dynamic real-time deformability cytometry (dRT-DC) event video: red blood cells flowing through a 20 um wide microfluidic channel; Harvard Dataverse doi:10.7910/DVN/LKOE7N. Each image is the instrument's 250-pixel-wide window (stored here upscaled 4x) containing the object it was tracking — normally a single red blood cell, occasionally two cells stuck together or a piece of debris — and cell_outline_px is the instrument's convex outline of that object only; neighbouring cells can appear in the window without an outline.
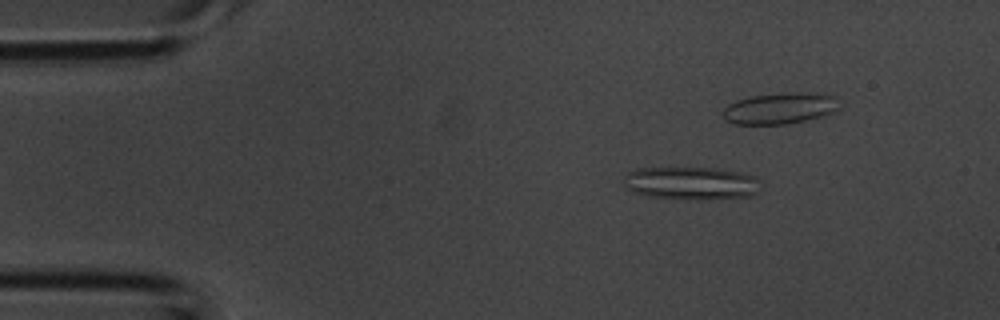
{"species": "common noctule bat (a hibernating species)", "species_latin": "Nyctalus noctula", "temperature_condition": "room temperature", "stored_images_in_passage": 7, "camera_frame_rate_fps": 3000, "um_per_image_px": 0.085, "animal": {"sex": "male", "body_mass_g": 20.1, "forearm_length_mm": 53.5}, "frame": {"image": 1, "passage_image": 2, "time_ms": 0.333, "image_size_px": [1000, 320], "cell_outline_px": [[756, 192], [752, 196], [648, 196], [632, 192], [624, 184], [628, 172], [636, 168], [712, 168], [740, 172], [752, 176], [756, 180]], "centroid_in_image_um": [58.64, 15.5], "position_along_channel_um": 26.4, "area_um2": 24.33}}
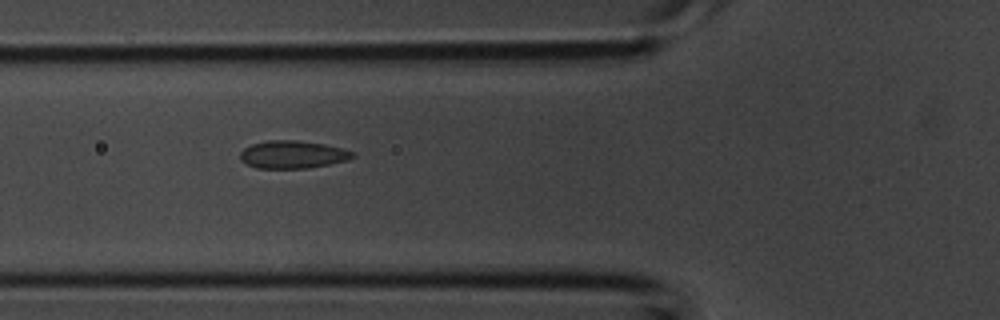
{"frame": {"image": 2, "passage_image": 5, "time_ms": 1.333, "image_size_px": [1000, 320], "cell_outline_px": [[356, 156], [348, 160], [308, 168], [256, 168], [240, 160], [240, 152], [244, 148], [252, 144], [268, 140], [296, 140], [324, 144], [356, 152]], "centroid_in_image_um": [24.88, 13.13], "position_along_channel_um": 100.9, "area_um2": 18.15}}
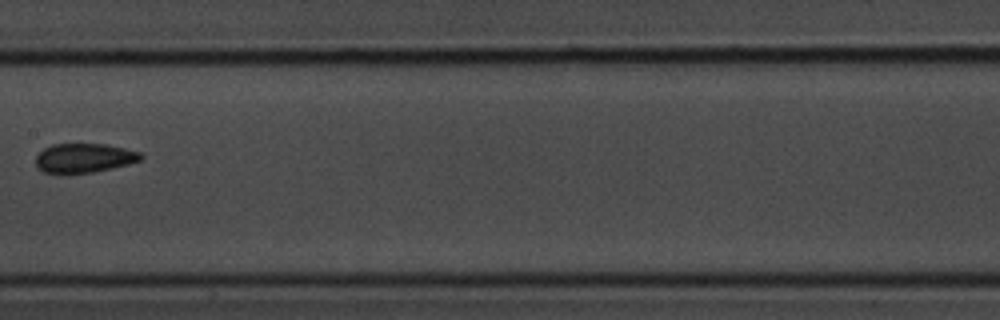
{"frame": {"image": 3, "passage_image": 7, "time_ms": 2.0, "image_size_px": [1000, 320], "cell_outline_px": [[144, 156], [140, 160], [128, 164], [112, 168], [92, 172], [44, 172], [36, 164], [36, 156], [44, 148], [52, 144], [108, 144], [140, 152]], "centroid_in_image_um": [7.18, 13.4], "position_along_channel_um": 200.2, "area_um2": 17.57}}